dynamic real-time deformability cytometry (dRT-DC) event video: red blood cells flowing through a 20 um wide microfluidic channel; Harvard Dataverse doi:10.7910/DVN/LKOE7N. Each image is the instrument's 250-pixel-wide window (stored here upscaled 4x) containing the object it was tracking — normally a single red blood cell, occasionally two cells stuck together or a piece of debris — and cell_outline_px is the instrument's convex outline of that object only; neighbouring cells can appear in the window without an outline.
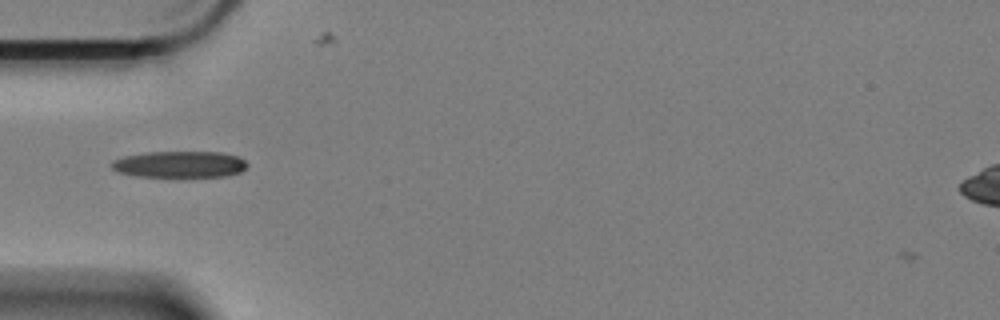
{"species": "Egyptian fruit bat (a non-hibernating species)", "species_latin": "Rousettus aegyptiacus", "temperature_condition": "cold", "stored_images_in_passage": 43, "camera_frame_rate_fps": 3000, "um_per_image_px": 0.085, "animal": {"sex": "female"}, "frame": {"image": 1, "passage_image": 2, "time_ms": 0.333, "image_size_px": [1000, 320], "cell_outline_px": [[248, 164], [240, 172], [224, 176], [140, 176], [120, 172], [112, 168], [112, 160], [124, 156], [144, 152], [220, 152], [240, 156]], "centroid_in_image_um": [15.29, 13.95], "position_along_channel_um": 69.7, "area_um2": 20.69}}
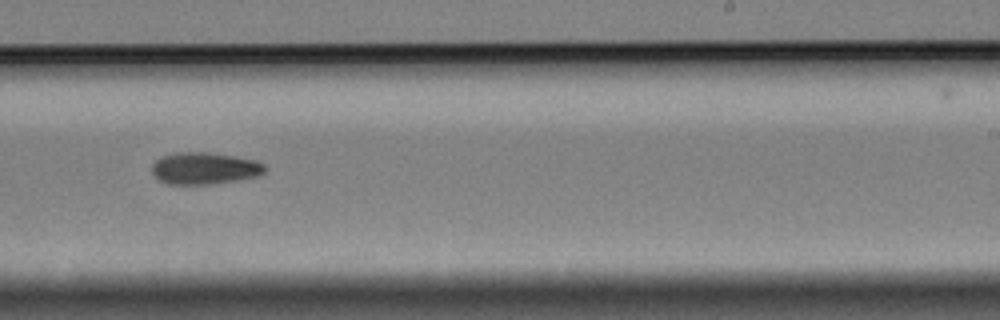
{"frame": {"image": 2, "passage_image": 20, "time_ms": 6.333, "image_size_px": [1000, 320], "cell_outline_px": [[264, 172], [260, 176], [212, 184], [168, 184], [160, 180], [152, 172], [152, 164], [160, 156], [176, 152], [204, 152], [236, 156], [256, 160], [264, 164]], "centroid_in_image_um": [17.38, 14.3], "position_along_channel_um": 271.6, "area_um2": 21.04}}
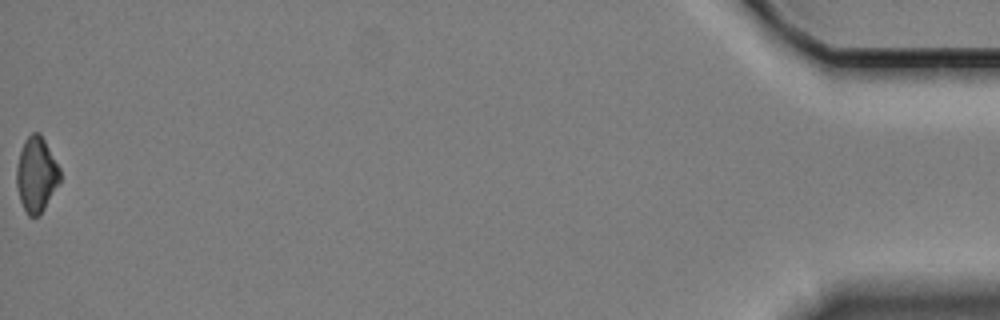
{"frame": {"image": 3, "passage_image": 43, "time_ms": 14.0, "image_size_px": [1000, 320], "cell_outline_px": [[60, 184], [44, 208], [36, 216], [28, 216], [20, 200], [16, 184], [16, 168], [20, 152], [24, 140], [32, 132], [40, 132], [60, 168]], "centroid_in_image_um": [3.1, 14.82], "position_along_channel_um": 432.1, "area_um2": 18.96}, "authors_computed_cell_mechanics": {"area_um2": 20.4612, "velocity_mm_per_s": 3.3577, "shape_relaxation_time_tau1_ms": 3.428, "shape_relaxation_time_tau2_ms": null, "deformation_change_tau1": 0.1243, "deformation_change_tau2": null}}